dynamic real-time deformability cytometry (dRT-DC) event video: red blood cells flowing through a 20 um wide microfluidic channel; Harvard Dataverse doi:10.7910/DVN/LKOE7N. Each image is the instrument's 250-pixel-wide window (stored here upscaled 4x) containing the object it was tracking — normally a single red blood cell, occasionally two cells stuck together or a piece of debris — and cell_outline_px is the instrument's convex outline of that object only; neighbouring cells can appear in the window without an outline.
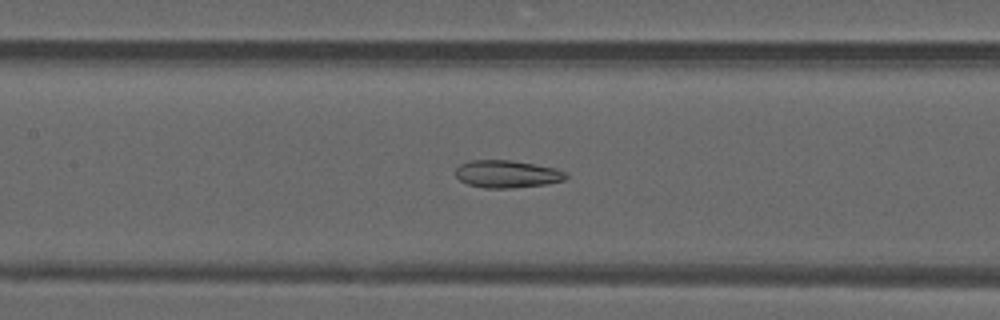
{"species": "common noctule bat (a hibernating species)", "species_latin": "Nyctalus noctula", "temperature_condition": "warm", "stored_images_in_passage": 48, "camera_frame_rate_fps": 3000, "um_per_image_px": 0.085, "animal": {"sex": "male", "forearm_length_mm": 52.5}, "frame": {"image": 1, "passage_image": 22, "time_ms": 7.0, "image_size_px": [1000, 320], "cell_outline_px": [[568, 176], [564, 180], [548, 184], [512, 188], [484, 188], [468, 184], [460, 180], [456, 176], [456, 168], [460, 164], [472, 160], [512, 160], [556, 168], [568, 172]], "centroid_in_image_um": [43.13, 14.79], "position_along_channel_um": 164.3, "area_um2": 17.8}}
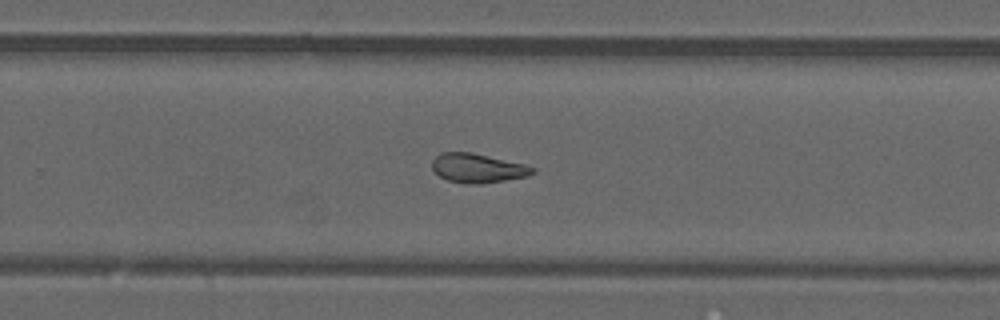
{"frame": {"image": 2, "passage_image": 31, "time_ms": 10.0, "image_size_px": [1000, 320], "cell_outline_px": [[536, 172], [528, 176], [480, 184], [468, 184], [448, 180], [440, 176], [432, 168], [432, 160], [440, 152], [472, 152], [524, 164], [536, 168]], "centroid_in_image_um": [40.61, 14.28], "position_along_channel_um": 289.2, "area_um2": 17.05}}
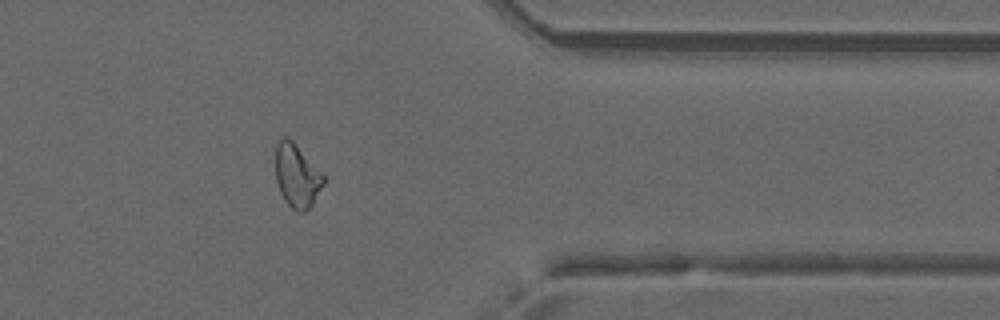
{"frame": {"image": 3, "passage_image": 39, "time_ms": 12.667, "image_size_px": [1000, 320], "cell_outline_px": [[324, 184], [312, 204], [304, 212], [296, 212], [284, 200], [280, 192], [276, 180], [276, 144], [284, 136], [288, 136], [292, 140], [324, 176]], "centroid_in_image_um": [25.22, 14.95], "position_along_channel_um": 386.2, "area_um2": 17.46}, "authors_computed_cell_mechanics": {"area_um2": 19.363, "velocity_mm_per_s": 4.1815, "shape_relaxation_time_tau1_ms": null, "shape_relaxation_time_tau2_ms": 2.9258, "deformation_change_tau1": null, "deformation_change_tau2": 0.0984}}